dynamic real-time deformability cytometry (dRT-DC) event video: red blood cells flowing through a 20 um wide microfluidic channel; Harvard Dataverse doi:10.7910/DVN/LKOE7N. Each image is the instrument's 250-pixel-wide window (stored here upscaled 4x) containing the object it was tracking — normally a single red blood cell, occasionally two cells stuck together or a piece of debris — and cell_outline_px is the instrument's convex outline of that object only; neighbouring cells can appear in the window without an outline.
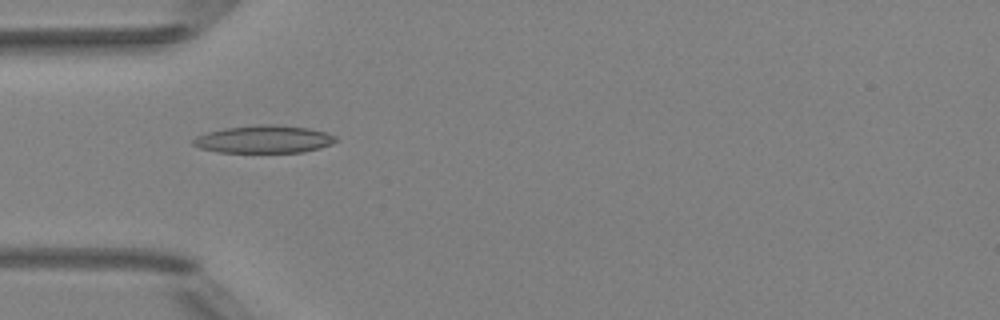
{"species": "Egyptian fruit bat (a non-hibernating species)", "species_latin": "Rousettus aegyptiacus", "temperature_condition": "room temperature", "stored_images_in_passage": 7, "camera_frame_rate_fps": 3000, "um_per_image_px": 0.085, "animal": {"sex": "female"}, "frame": {"image": 1, "passage_image": 5, "time_ms": 4.333, "image_size_px": [1000, 320], "cell_outline_px": [[336, 140], [332, 144], [320, 148], [304, 152], [216, 152], [200, 148], [192, 144], [192, 140], [196, 136], [208, 132], [224, 128], [256, 124], [272, 124], [308, 128], [324, 132], [336, 136]], "centroid_in_image_um": [22.41, 11.83], "position_along_channel_um": 62.6, "area_um2": 23.0}}
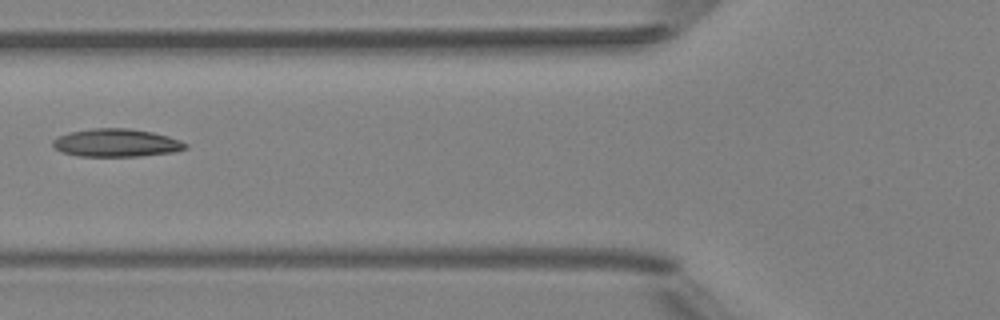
{"frame": {"image": 2, "passage_image": 6, "time_ms": 5.667, "image_size_px": [1000, 320], "cell_outline_px": [[188, 148], [176, 152], [140, 156], [80, 156], [60, 152], [52, 144], [52, 140], [56, 136], [68, 132], [92, 128], [128, 128], [152, 132], [168, 136], [180, 140], [188, 144]], "centroid_in_image_um": [9.88, 12.14], "position_along_channel_um": 115.9, "area_um2": 21.85}}
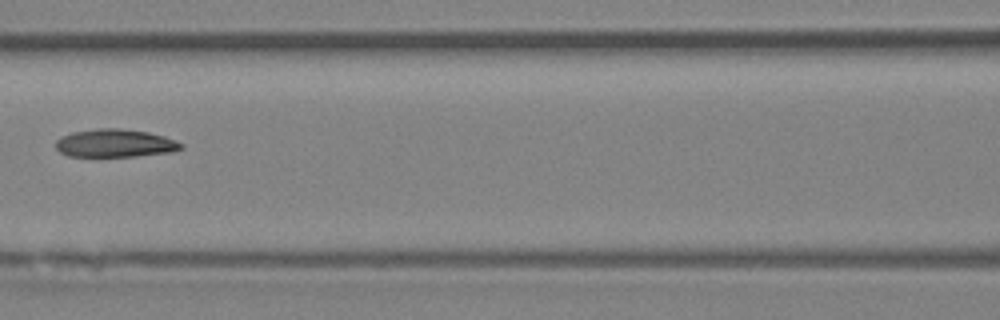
{"frame": {"image": 3, "passage_image": 7, "time_ms": 6.667, "image_size_px": [1000, 320], "cell_outline_px": [[184, 148], [172, 152], [136, 156], [68, 156], [60, 152], [56, 148], [56, 140], [72, 132], [96, 128], [116, 128], [148, 132], [164, 136], [184, 144]], "centroid_in_image_um": [9.8, 12.17], "position_along_channel_um": 156.8, "area_um2": 20.4}}